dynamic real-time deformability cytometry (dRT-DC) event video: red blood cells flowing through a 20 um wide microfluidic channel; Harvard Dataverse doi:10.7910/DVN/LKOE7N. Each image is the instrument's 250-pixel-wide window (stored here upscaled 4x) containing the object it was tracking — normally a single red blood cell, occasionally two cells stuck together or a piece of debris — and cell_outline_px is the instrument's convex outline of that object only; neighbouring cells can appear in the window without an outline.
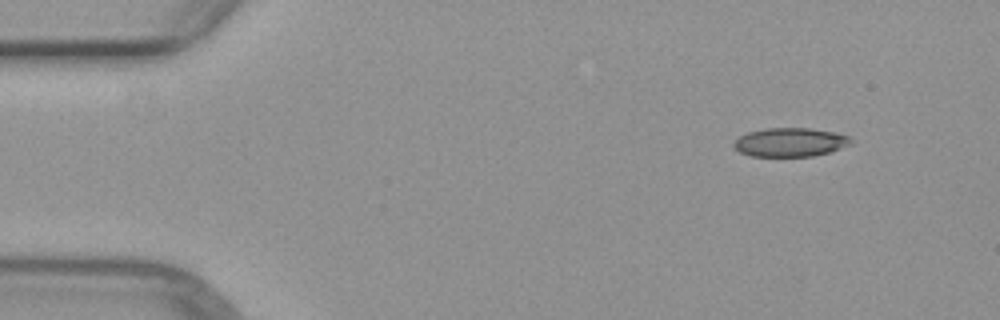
{"species": "common noctule bat (a hibernating species)", "species_latin": "Nyctalus noctula", "temperature_condition": "warm", "stored_images_in_passage": 5, "camera_frame_rate_fps": 3000, "um_per_image_px": 0.085, "animal": {"sex": "female", "body_mass_g": 29.2, "forearm_length_mm": 56.3}, "frame": {"image": 1, "passage_image": 1, "time_ms": 0.0, "image_size_px": [1000, 320], "cell_outline_px": [[852, 144], [828, 152], [812, 156], [752, 156], [740, 152], [732, 148], [732, 144], [740, 136], [748, 132], [764, 128], [812, 128], [832, 132], [848, 136], [852, 140]], "centroid_in_image_um": [67.13, 12.09], "position_along_channel_um": 17.9, "area_um2": 19.59}}
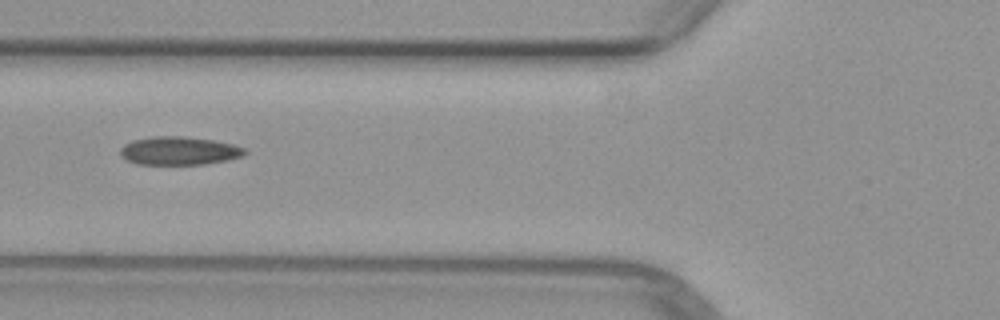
{"frame": {"image": 2, "passage_image": 5, "time_ms": 4.667, "image_size_px": [1000, 320], "cell_outline_px": [[248, 152], [244, 156], [228, 160], [204, 164], [136, 164], [124, 160], [120, 156], [120, 148], [124, 144], [132, 140], [152, 136], [180, 136], [212, 140], [232, 144], [244, 148]], "centroid_in_image_um": [15.19, 12.82], "position_along_channel_um": 110.6, "area_um2": 20.69}}